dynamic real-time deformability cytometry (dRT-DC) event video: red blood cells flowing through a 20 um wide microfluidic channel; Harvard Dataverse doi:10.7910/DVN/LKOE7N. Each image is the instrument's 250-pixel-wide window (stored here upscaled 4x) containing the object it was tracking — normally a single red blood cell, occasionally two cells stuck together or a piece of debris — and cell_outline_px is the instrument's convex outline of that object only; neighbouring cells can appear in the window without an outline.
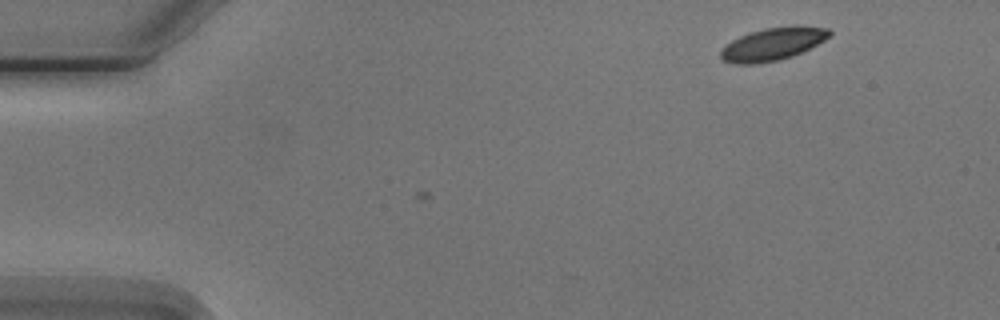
{"species": "Egyptian fruit bat (a non-hibernating species)", "species_latin": "Rousettus aegyptiacus", "temperature_condition": "cold", "stored_images_in_passage": 2, "camera_frame_rate_fps": 3000, "um_per_image_px": 0.085, "animal": {"sex": "male"}, "frame": {"image": 1, "passage_image": 2, "time_ms": 1.0, "image_size_px": [1000, 320], "cell_outline_px": [[832, 36], [792, 56], [776, 60], [756, 64], [732, 64], [724, 60], [720, 56], [720, 48], [724, 44], [740, 36], [764, 28], [792, 24], [800, 24], [828, 28], [832, 32]], "centroid_in_image_um": [65.68, 3.71], "position_along_channel_um": 19.3, "area_um2": 21.04}}